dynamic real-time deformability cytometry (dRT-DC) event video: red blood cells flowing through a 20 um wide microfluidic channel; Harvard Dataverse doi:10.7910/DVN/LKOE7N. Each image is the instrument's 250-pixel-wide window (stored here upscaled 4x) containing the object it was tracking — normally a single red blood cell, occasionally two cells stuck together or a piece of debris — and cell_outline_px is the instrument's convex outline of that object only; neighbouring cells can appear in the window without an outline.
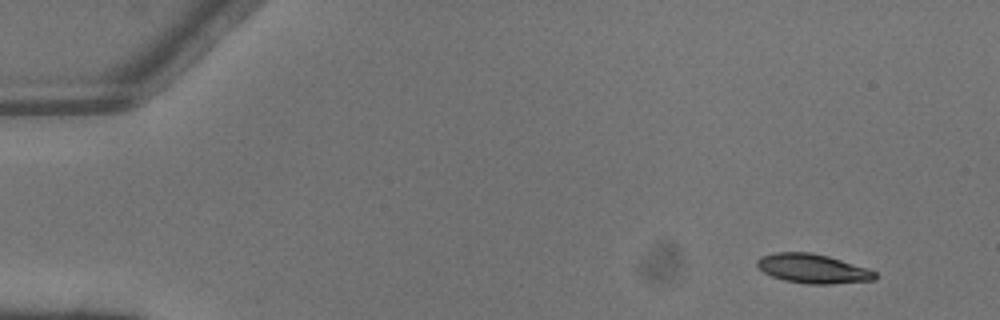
{"species": "common noctule bat (a hibernating species)", "species_latin": "Nyctalus noctula", "temperature_condition": "warm", "stored_images_in_passage": 4, "segment_of_instrument_passage": [1, 2], "camera_frame_rate_fps": 3000, "um_per_image_px": 0.085, "animal": {"sex": "male", "body_mass_g": 13.3}, "frame": {"image": 1, "passage_image": 1, "time_ms": 0.0, "image_size_px": [1000, 320], "cell_outline_px": [[876, 280], [828, 284], [808, 284], [784, 280], [772, 276], [764, 272], [756, 264], [756, 260], [760, 256], [776, 252], [808, 252], [828, 256], [868, 268], [876, 272]], "centroid_in_image_um": [69.09, 22.83], "position_along_channel_um": 15.9, "area_um2": 20.06}}
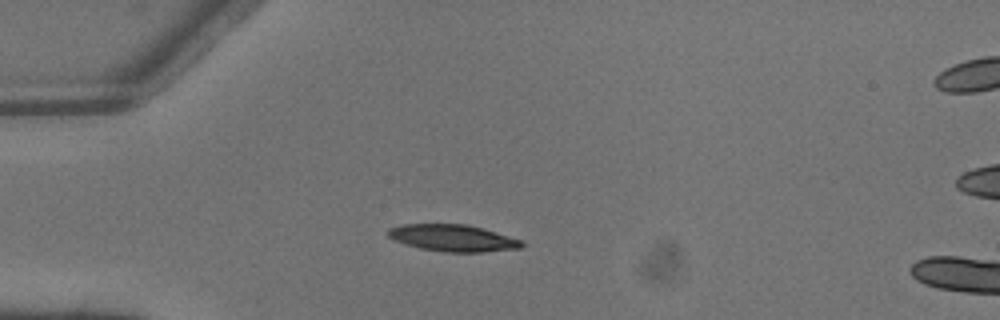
{"frame": {"image": 2, "passage_image": 3, "time_ms": 0.667, "image_size_px": [1000, 320], "cell_outline_px": [[524, 244], [520, 248], [484, 252], [444, 252], [420, 248], [396, 240], [388, 236], [388, 228], [400, 224], [468, 224], [484, 228], [524, 240]], "centroid_in_image_um": [38.55, 20.22], "position_along_channel_um": 46.5, "area_um2": 20.98}}